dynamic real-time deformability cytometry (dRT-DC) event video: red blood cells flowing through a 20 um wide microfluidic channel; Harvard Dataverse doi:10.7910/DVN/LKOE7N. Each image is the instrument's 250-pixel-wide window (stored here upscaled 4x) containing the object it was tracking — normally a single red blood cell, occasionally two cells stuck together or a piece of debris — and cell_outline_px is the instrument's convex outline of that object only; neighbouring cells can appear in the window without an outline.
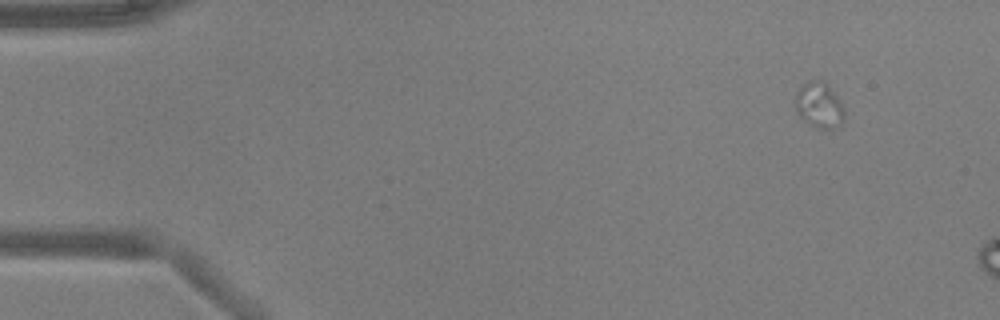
{"species": "common noctule bat (a hibernating species)", "species_latin": "Nyctalus noctula", "temperature_condition": "warm", "stored_images_in_passage": 3, "camera_frame_rate_fps": 3000, "um_per_image_px": 0.085, "animal": {"sex": "male", "body_mass_g": 17.9, "forearm_length_mm": 54.2}, "frame": {"image": 1, "passage_image": 1, "time_ms": 0.0, "image_size_px": [1000, 320], "cell_outline_px": [[844, 120], [840, 128], [816, 128], [804, 120], [796, 112], [796, 92], [808, 80], [824, 80], [836, 96], [844, 108]], "centroid_in_image_um": [69.65, 8.95], "position_along_channel_um": 15.4, "area_um2": 13.01}}